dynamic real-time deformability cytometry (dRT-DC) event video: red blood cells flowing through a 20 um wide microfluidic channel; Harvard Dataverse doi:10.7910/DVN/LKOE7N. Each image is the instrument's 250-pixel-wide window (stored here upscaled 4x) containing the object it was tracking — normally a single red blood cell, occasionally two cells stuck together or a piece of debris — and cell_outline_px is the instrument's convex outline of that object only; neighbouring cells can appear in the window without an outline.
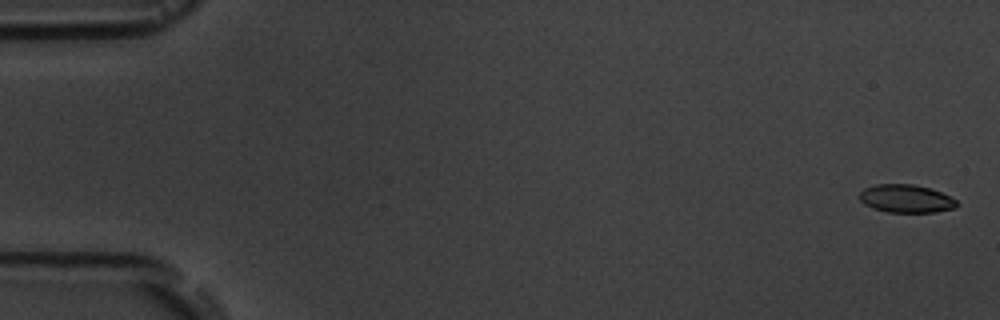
{"species": "common noctule bat (a hibernating species)", "species_latin": "Nyctalus noctula", "temperature_condition": "room temperature", "stored_images_in_passage": 9, "camera_frame_rate_fps": 3000, "um_per_image_px": 0.085, "animal": {"sex": "male", "body_mass_g": 19.5, "forearm_length_mm": 54.6}, "frame": {"image": 1, "passage_image": 1, "time_ms": 0.0, "image_size_px": [1000, 320], "cell_outline_px": [[960, 204], [956, 208], [936, 212], [888, 212], [872, 208], [864, 204], [860, 200], [860, 192], [864, 188], [876, 184], [912, 184], [928, 188], [940, 192], [956, 200]], "centroid_in_image_um": [77.02, 16.89], "position_along_channel_um": 8.0, "area_um2": 15.9}}
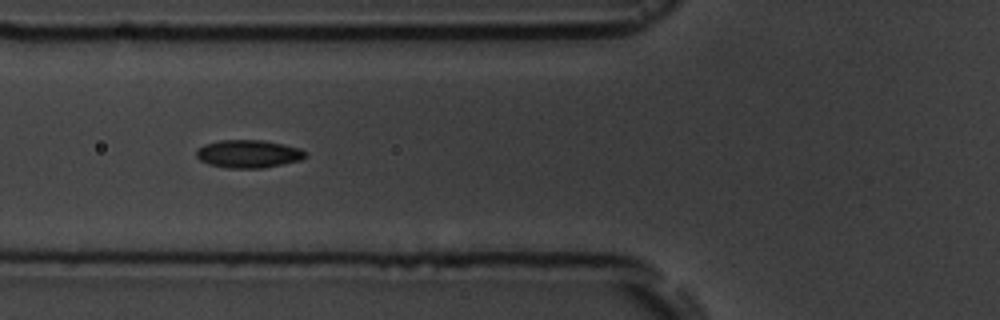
{"frame": {"image": 2, "passage_image": 7, "time_ms": 6.667, "image_size_px": [1000, 320], "cell_outline_px": [[308, 156], [300, 160], [264, 168], [228, 168], [208, 164], [200, 160], [196, 156], [196, 152], [204, 144], [220, 140], [264, 140], [284, 144], [300, 148], [308, 152]], "centroid_in_image_um": [21.15, 13.07], "position_along_channel_um": 104.6, "area_um2": 17.86}}
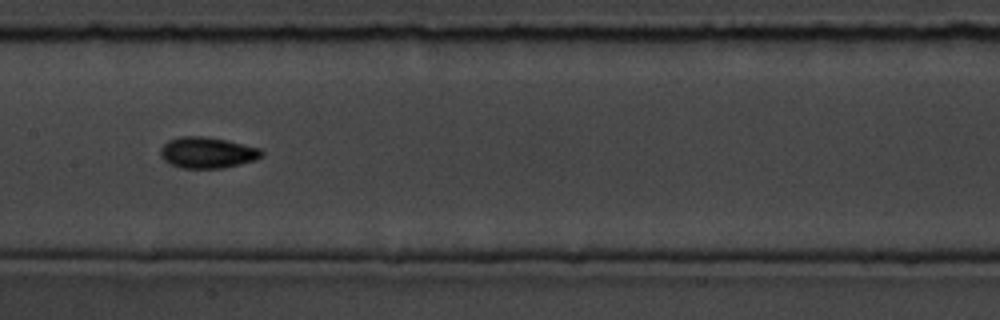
{"frame": {"image": 3, "passage_image": 9, "time_ms": 9.0, "image_size_px": [1000, 320], "cell_outline_px": [[264, 152], [260, 156], [252, 160], [240, 164], [220, 168], [184, 168], [168, 164], [160, 156], [160, 148], [168, 140], [180, 136], [200, 136], [228, 140], [260, 148]], "centroid_in_image_um": [17.57, 12.96], "position_along_channel_um": 189.8, "area_um2": 18.26}}